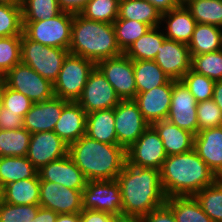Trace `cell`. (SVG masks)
I'll return each mask as SVG.
<instances>
[{"label": "cell", "mask_w": 222, "mask_h": 222, "mask_svg": "<svg viewBox=\"0 0 222 222\" xmlns=\"http://www.w3.org/2000/svg\"><path fill=\"white\" fill-rule=\"evenodd\" d=\"M116 181L120 187L125 216L141 218L166 203L160 170L134 167L125 162Z\"/></svg>", "instance_id": "6da1fadb"}, {"label": "cell", "mask_w": 222, "mask_h": 222, "mask_svg": "<svg viewBox=\"0 0 222 222\" xmlns=\"http://www.w3.org/2000/svg\"><path fill=\"white\" fill-rule=\"evenodd\" d=\"M219 178L192 149L167 156L160 169V180L165 197L194 196Z\"/></svg>", "instance_id": "7a4b0ae2"}, {"label": "cell", "mask_w": 222, "mask_h": 222, "mask_svg": "<svg viewBox=\"0 0 222 222\" xmlns=\"http://www.w3.org/2000/svg\"><path fill=\"white\" fill-rule=\"evenodd\" d=\"M68 154L88 181L116 180L126 162L122 146L105 144L87 135L71 143Z\"/></svg>", "instance_id": "3957f363"}, {"label": "cell", "mask_w": 222, "mask_h": 222, "mask_svg": "<svg viewBox=\"0 0 222 222\" xmlns=\"http://www.w3.org/2000/svg\"><path fill=\"white\" fill-rule=\"evenodd\" d=\"M69 53L95 64L123 54L118 46L113 24L89 20L74 13Z\"/></svg>", "instance_id": "277c9868"}, {"label": "cell", "mask_w": 222, "mask_h": 222, "mask_svg": "<svg viewBox=\"0 0 222 222\" xmlns=\"http://www.w3.org/2000/svg\"><path fill=\"white\" fill-rule=\"evenodd\" d=\"M68 49L42 45L21 35V63L31 67L46 80L54 83L61 70Z\"/></svg>", "instance_id": "5b68a950"}, {"label": "cell", "mask_w": 222, "mask_h": 222, "mask_svg": "<svg viewBox=\"0 0 222 222\" xmlns=\"http://www.w3.org/2000/svg\"><path fill=\"white\" fill-rule=\"evenodd\" d=\"M96 64L82 56L68 53L56 81L53 83L55 97L77 102L81 97L90 73Z\"/></svg>", "instance_id": "8992f818"}, {"label": "cell", "mask_w": 222, "mask_h": 222, "mask_svg": "<svg viewBox=\"0 0 222 222\" xmlns=\"http://www.w3.org/2000/svg\"><path fill=\"white\" fill-rule=\"evenodd\" d=\"M74 13L62 11L59 15L37 22H22L23 33L42 45L69 50Z\"/></svg>", "instance_id": "52a82bcc"}, {"label": "cell", "mask_w": 222, "mask_h": 222, "mask_svg": "<svg viewBox=\"0 0 222 222\" xmlns=\"http://www.w3.org/2000/svg\"><path fill=\"white\" fill-rule=\"evenodd\" d=\"M4 84L19 93H23L32 102L52 99L53 83L39 75L31 67L19 63L4 75Z\"/></svg>", "instance_id": "ba28073f"}, {"label": "cell", "mask_w": 222, "mask_h": 222, "mask_svg": "<svg viewBox=\"0 0 222 222\" xmlns=\"http://www.w3.org/2000/svg\"><path fill=\"white\" fill-rule=\"evenodd\" d=\"M83 209L123 215L122 196L116 180H91L82 191Z\"/></svg>", "instance_id": "9c48e42d"}, {"label": "cell", "mask_w": 222, "mask_h": 222, "mask_svg": "<svg viewBox=\"0 0 222 222\" xmlns=\"http://www.w3.org/2000/svg\"><path fill=\"white\" fill-rule=\"evenodd\" d=\"M166 158L162 140L151 125L126 150V162L134 167L160 170Z\"/></svg>", "instance_id": "30bf717a"}, {"label": "cell", "mask_w": 222, "mask_h": 222, "mask_svg": "<svg viewBox=\"0 0 222 222\" xmlns=\"http://www.w3.org/2000/svg\"><path fill=\"white\" fill-rule=\"evenodd\" d=\"M96 67L103 73L107 81L114 87L121 100H133L137 95L133 60L124 53L99 61Z\"/></svg>", "instance_id": "8fae6325"}, {"label": "cell", "mask_w": 222, "mask_h": 222, "mask_svg": "<svg viewBox=\"0 0 222 222\" xmlns=\"http://www.w3.org/2000/svg\"><path fill=\"white\" fill-rule=\"evenodd\" d=\"M117 144L127 150L150 126L134 100H121L114 108Z\"/></svg>", "instance_id": "7c38bea8"}, {"label": "cell", "mask_w": 222, "mask_h": 222, "mask_svg": "<svg viewBox=\"0 0 222 222\" xmlns=\"http://www.w3.org/2000/svg\"><path fill=\"white\" fill-rule=\"evenodd\" d=\"M120 101L121 99L117 96L114 87L107 81L103 73L95 67L90 73L77 103L88 114L94 111L115 108Z\"/></svg>", "instance_id": "4fadbf2b"}, {"label": "cell", "mask_w": 222, "mask_h": 222, "mask_svg": "<svg viewBox=\"0 0 222 222\" xmlns=\"http://www.w3.org/2000/svg\"><path fill=\"white\" fill-rule=\"evenodd\" d=\"M167 120L196 135L199 132L197 102L181 80H173V91Z\"/></svg>", "instance_id": "5bb4252c"}, {"label": "cell", "mask_w": 222, "mask_h": 222, "mask_svg": "<svg viewBox=\"0 0 222 222\" xmlns=\"http://www.w3.org/2000/svg\"><path fill=\"white\" fill-rule=\"evenodd\" d=\"M40 207L50 209L58 214L80 213L82 191L67 188L54 182L40 181Z\"/></svg>", "instance_id": "9a60e30c"}, {"label": "cell", "mask_w": 222, "mask_h": 222, "mask_svg": "<svg viewBox=\"0 0 222 222\" xmlns=\"http://www.w3.org/2000/svg\"><path fill=\"white\" fill-rule=\"evenodd\" d=\"M69 145L54 131L33 133L31 135L27 159L39 170L50 162L68 155Z\"/></svg>", "instance_id": "2e32d148"}, {"label": "cell", "mask_w": 222, "mask_h": 222, "mask_svg": "<svg viewBox=\"0 0 222 222\" xmlns=\"http://www.w3.org/2000/svg\"><path fill=\"white\" fill-rule=\"evenodd\" d=\"M154 61L171 80L176 81L191 69L192 57L188 44L166 38Z\"/></svg>", "instance_id": "e0dca14e"}, {"label": "cell", "mask_w": 222, "mask_h": 222, "mask_svg": "<svg viewBox=\"0 0 222 222\" xmlns=\"http://www.w3.org/2000/svg\"><path fill=\"white\" fill-rule=\"evenodd\" d=\"M173 91V80L165 85L152 88L149 91L137 93L134 102L137 104L144 119L151 125L154 122L167 119Z\"/></svg>", "instance_id": "ac0fdd59"}, {"label": "cell", "mask_w": 222, "mask_h": 222, "mask_svg": "<svg viewBox=\"0 0 222 222\" xmlns=\"http://www.w3.org/2000/svg\"><path fill=\"white\" fill-rule=\"evenodd\" d=\"M37 173L40 181L54 182L74 190L83 191L88 182L69 154L41 167Z\"/></svg>", "instance_id": "d6986e66"}, {"label": "cell", "mask_w": 222, "mask_h": 222, "mask_svg": "<svg viewBox=\"0 0 222 222\" xmlns=\"http://www.w3.org/2000/svg\"><path fill=\"white\" fill-rule=\"evenodd\" d=\"M69 102L54 96L52 99L33 103L30 110L23 117V127L31 134L53 131L63 108Z\"/></svg>", "instance_id": "ffe728a7"}, {"label": "cell", "mask_w": 222, "mask_h": 222, "mask_svg": "<svg viewBox=\"0 0 222 222\" xmlns=\"http://www.w3.org/2000/svg\"><path fill=\"white\" fill-rule=\"evenodd\" d=\"M193 149L218 178H222V126L199 131Z\"/></svg>", "instance_id": "44dd1931"}, {"label": "cell", "mask_w": 222, "mask_h": 222, "mask_svg": "<svg viewBox=\"0 0 222 222\" xmlns=\"http://www.w3.org/2000/svg\"><path fill=\"white\" fill-rule=\"evenodd\" d=\"M86 116L87 113L77 102L70 101L63 108L53 131L70 145L86 135Z\"/></svg>", "instance_id": "7402d4cb"}, {"label": "cell", "mask_w": 222, "mask_h": 222, "mask_svg": "<svg viewBox=\"0 0 222 222\" xmlns=\"http://www.w3.org/2000/svg\"><path fill=\"white\" fill-rule=\"evenodd\" d=\"M162 140L167 156L182 154L193 149L194 134L179 128L167 119L151 124Z\"/></svg>", "instance_id": "603a6c76"}, {"label": "cell", "mask_w": 222, "mask_h": 222, "mask_svg": "<svg viewBox=\"0 0 222 222\" xmlns=\"http://www.w3.org/2000/svg\"><path fill=\"white\" fill-rule=\"evenodd\" d=\"M166 22L165 37L170 40L188 44L191 41L196 20L185 6H177L173 10L162 13L161 22Z\"/></svg>", "instance_id": "cb8c5ba5"}, {"label": "cell", "mask_w": 222, "mask_h": 222, "mask_svg": "<svg viewBox=\"0 0 222 222\" xmlns=\"http://www.w3.org/2000/svg\"><path fill=\"white\" fill-rule=\"evenodd\" d=\"M114 108L88 113L86 135L105 144H117Z\"/></svg>", "instance_id": "d4e9b609"}, {"label": "cell", "mask_w": 222, "mask_h": 222, "mask_svg": "<svg viewBox=\"0 0 222 222\" xmlns=\"http://www.w3.org/2000/svg\"><path fill=\"white\" fill-rule=\"evenodd\" d=\"M40 179L34 178L11 182L2 188L3 202L13 205H39Z\"/></svg>", "instance_id": "484cf974"}, {"label": "cell", "mask_w": 222, "mask_h": 222, "mask_svg": "<svg viewBox=\"0 0 222 222\" xmlns=\"http://www.w3.org/2000/svg\"><path fill=\"white\" fill-rule=\"evenodd\" d=\"M188 48L191 57L221 50L222 28L215 25L197 23L191 41L188 43Z\"/></svg>", "instance_id": "4316f807"}, {"label": "cell", "mask_w": 222, "mask_h": 222, "mask_svg": "<svg viewBox=\"0 0 222 222\" xmlns=\"http://www.w3.org/2000/svg\"><path fill=\"white\" fill-rule=\"evenodd\" d=\"M161 13L146 0H119L120 19L139 21L151 28L160 26Z\"/></svg>", "instance_id": "83f0119b"}, {"label": "cell", "mask_w": 222, "mask_h": 222, "mask_svg": "<svg viewBox=\"0 0 222 222\" xmlns=\"http://www.w3.org/2000/svg\"><path fill=\"white\" fill-rule=\"evenodd\" d=\"M165 205L172 211L176 222H213L194 196H174Z\"/></svg>", "instance_id": "f1b7e54d"}, {"label": "cell", "mask_w": 222, "mask_h": 222, "mask_svg": "<svg viewBox=\"0 0 222 222\" xmlns=\"http://www.w3.org/2000/svg\"><path fill=\"white\" fill-rule=\"evenodd\" d=\"M133 69L137 93L165 85L170 80L154 60H133Z\"/></svg>", "instance_id": "f546056e"}, {"label": "cell", "mask_w": 222, "mask_h": 222, "mask_svg": "<svg viewBox=\"0 0 222 222\" xmlns=\"http://www.w3.org/2000/svg\"><path fill=\"white\" fill-rule=\"evenodd\" d=\"M38 170L24 157L8 156L0 157V185H5L22 180L34 178Z\"/></svg>", "instance_id": "4dcf8cb0"}, {"label": "cell", "mask_w": 222, "mask_h": 222, "mask_svg": "<svg viewBox=\"0 0 222 222\" xmlns=\"http://www.w3.org/2000/svg\"><path fill=\"white\" fill-rule=\"evenodd\" d=\"M160 27L150 28L144 35L137 39L124 53L132 60H154L158 49L166 39L164 31L160 32Z\"/></svg>", "instance_id": "1f68e13d"}, {"label": "cell", "mask_w": 222, "mask_h": 222, "mask_svg": "<svg viewBox=\"0 0 222 222\" xmlns=\"http://www.w3.org/2000/svg\"><path fill=\"white\" fill-rule=\"evenodd\" d=\"M31 135L24 127L17 130L0 129V157L26 156Z\"/></svg>", "instance_id": "d6a6232c"}, {"label": "cell", "mask_w": 222, "mask_h": 222, "mask_svg": "<svg viewBox=\"0 0 222 222\" xmlns=\"http://www.w3.org/2000/svg\"><path fill=\"white\" fill-rule=\"evenodd\" d=\"M185 7L197 23L222 28V0H190Z\"/></svg>", "instance_id": "836d02e7"}, {"label": "cell", "mask_w": 222, "mask_h": 222, "mask_svg": "<svg viewBox=\"0 0 222 222\" xmlns=\"http://www.w3.org/2000/svg\"><path fill=\"white\" fill-rule=\"evenodd\" d=\"M194 197L213 222H222V178L201 189Z\"/></svg>", "instance_id": "e575fe53"}, {"label": "cell", "mask_w": 222, "mask_h": 222, "mask_svg": "<svg viewBox=\"0 0 222 222\" xmlns=\"http://www.w3.org/2000/svg\"><path fill=\"white\" fill-rule=\"evenodd\" d=\"M22 22H37L59 15L63 10L58 0H23Z\"/></svg>", "instance_id": "d590c367"}, {"label": "cell", "mask_w": 222, "mask_h": 222, "mask_svg": "<svg viewBox=\"0 0 222 222\" xmlns=\"http://www.w3.org/2000/svg\"><path fill=\"white\" fill-rule=\"evenodd\" d=\"M119 48L125 53L128 48L151 27L139 21L120 19L113 22Z\"/></svg>", "instance_id": "8d00e7d4"}, {"label": "cell", "mask_w": 222, "mask_h": 222, "mask_svg": "<svg viewBox=\"0 0 222 222\" xmlns=\"http://www.w3.org/2000/svg\"><path fill=\"white\" fill-rule=\"evenodd\" d=\"M79 14L89 20L113 24L119 15V0H90Z\"/></svg>", "instance_id": "74e56055"}, {"label": "cell", "mask_w": 222, "mask_h": 222, "mask_svg": "<svg viewBox=\"0 0 222 222\" xmlns=\"http://www.w3.org/2000/svg\"><path fill=\"white\" fill-rule=\"evenodd\" d=\"M191 69L216 81L222 80V49L192 56Z\"/></svg>", "instance_id": "f35d334b"}, {"label": "cell", "mask_w": 222, "mask_h": 222, "mask_svg": "<svg viewBox=\"0 0 222 222\" xmlns=\"http://www.w3.org/2000/svg\"><path fill=\"white\" fill-rule=\"evenodd\" d=\"M181 81L195 97L197 103L213 97L215 81L190 69Z\"/></svg>", "instance_id": "ab89813d"}, {"label": "cell", "mask_w": 222, "mask_h": 222, "mask_svg": "<svg viewBox=\"0 0 222 222\" xmlns=\"http://www.w3.org/2000/svg\"><path fill=\"white\" fill-rule=\"evenodd\" d=\"M22 33V6L0 4V36H21Z\"/></svg>", "instance_id": "60d3db41"}, {"label": "cell", "mask_w": 222, "mask_h": 222, "mask_svg": "<svg viewBox=\"0 0 222 222\" xmlns=\"http://www.w3.org/2000/svg\"><path fill=\"white\" fill-rule=\"evenodd\" d=\"M21 63V36L4 37L0 41V73L4 76Z\"/></svg>", "instance_id": "b9f144b4"}, {"label": "cell", "mask_w": 222, "mask_h": 222, "mask_svg": "<svg viewBox=\"0 0 222 222\" xmlns=\"http://www.w3.org/2000/svg\"><path fill=\"white\" fill-rule=\"evenodd\" d=\"M40 205H13L2 201L0 222H30L37 215Z\"/></svg>", "instance_id": "7bdbcfd3"}, {"label": "cell", "mask_w": 222, "mask_h": 222, "mask_svg": "<svg viewBox=\"0 0 222 222\" xmlns=\"http://www.w3.org/2000/svg\"><path fill=\"white\" fill-rule=\"evenodd\" d=\"M199 131L222 126V111L213 99L197 103Z\"/></svg>", "instance_id": "ee69618b"}, {"label": "cell", "mask_w": 222, "mask_h": 222, "mask_svg": "<svg viewBox=\"0 0 222 222\" xmlns=\"http://www.w3.org/2000/svg\"><path fill=\"white\" fill-rule=\"evenodd\" d=\"M34 102H32L23 93L8 88L5 84L2 86V106L8 112L17 113L24 117L30 110Z\"/></svg>", "instance_id": "f6af8a7d"}, {"label": "cell", "mask_w": 222, "mask_h": 222, "mask_svg": "<svg viewBox=\"0 0 222 222\" xmlns=\"http://www.w3.org/2000/svg\"><path fill=\"white\" fill-rule=\"evenodd\" d=\"M23 127V117L17 113L8 112L3 108L0 112V129L3 130H17Z\"/></svg>", "instance_id": "bcb514c9"}, {"label": "cell", "mask_w": 222, "mask_h": 222, "mask_svg": "<svg viewBox=\"0 0 222 222\" xmlns=\"http://www.w3.org/2000/svg\"><path fill=\"white\" fill-rule=\"evenodd\" d=\"M142 222H176L172 211L163 205L141 217Z\"/></svg>", "instance_id": "7dc6e473"}, {"label": "cell", "mask_w": 222, "mask_h": 222, "mask_svg": "<svg viewBox=\"0 0 222 222\" xmlns=\"http://www.w3.org/2000/svg\"><path fill=\"white\" fill-rule=\"evenodd\" d=\"M115 215L107 212L83 209L80 212V222H112Z\"/></svg>", "instance_id": "c3c4849f"}, {"label": "cell", "mask_w": 222, "mask_h": 222, "mask_svg": "<svg viewBox=\"0 0 222 222\" xmlns=\"http://www.w3.org/2000/svg\"><path fill=\"white\" fill-rule=\"evenodd\" d=\"M90 0H58L63 11L79 13Z\"/></svg>", "instance_id": "681fc988"}, {"label": "cell", "mask_w": 222, "mask_h": 222, "mask_svg": "<svg viewBox=\"0 0 222 222\" xmlns=\"http://www.w3.org/2000/svg\"><path fill=\"white\" fill-rule=\"evenodd\" d=\"M58 213L50 209L39 207L37 215L30 222H56Z\"/></svg>", "instance_id": "f907efd6"}, {"label": "cell", "mask_w": 222, "mask_h": 222, "mask_svg": "<svg viewBox=\"0 0 222 222\" xmlns=\"http://www.w3.org/2000/svg\"><path fill=\"white\" fill-rule=\"evenodd\" d=\"M151 3L161 14L173 10L178 5L174 0H146Z\"/></svg>", "instance_id": "816d5d0a"}, {"label": "cell", "mask_w": 222, "mask_h": 222, "mask_svg": "<svg viewBox=\"0 0 222 222\" xmlns=\"http://www.w3.org/2000/svg\"><path fill=\"white\" fill-rule=\"evenodd\" d=\"M212 99L222 111V80L215 82Z\"/></svg>", "instance_id": "f5cc1de1"}, {"label": "cell", "mask_w": 222, "mask_h": 222, "mask_svg": "<svg viewBox=\"0 0 222 222\" xmlns=\"http://www.w3.org/2000/svg\"><path fill=\"white\" fill-rule=\"evenodd\" d=\"M56 222H80V213L58 214Z\"/></svg>", "instance_id": "db71d44e"}, {"label": "cell", "mask_w": 222, "mask_h": 222, "mask_svg": "<svg viewBox=\"0 0 222 222\" xmlns=\"http://www.w3.org/2000/svg\"><path fill=\"white\" fill-rule=\"evenodd\" d=\"M112 222H142V220L140 217L121 215L115 216Z\"/></svg>", "instance_id": "11a10c76"}, {"label": "cell", "mask_w": 222, "mask_h": 222, "mask_svg": "<svg viewBox=\"0 0 222 222\" xmlns=\"http://www.w3.org/2000/svg\"><path fill=\"white\" fill-rule=\"evenodd\" d=\"M23 0H0V4H7L11 6H21Z\"/></svg>", "instance_id": "9f6ffc18"}, {"label": "cell", "mask_w": 222, "mask_h": 222, "mask_svg": "<svg viewBox=\"0 0 222 222\" xmlns=\"http://www.w3.org/2000/svg\"><path fill=\"white\" fill-rule=\"evenodd\" d=\"M178 6H185L190 0H174Z\"/></svg>", "instance_id": "6f0895ef"}, {"label": "cell", "mask_w": 222, "mask_h": 222, "mask_svg": "<svg viewBox=\"0 0 222 222\" xmlns=\"http://www.w3.org/2000/svg\"><path fill=\"white\" fill-rule=\"evenodd\" d=\"M4 84V76L0 73V89L2 88Z\"/></svg>", "instance_id": "680465c9"}, {"label": "cell", "mask_w": 222, "mask_h": 222, "mask_svg": "<svg viewBox=\"0 0 222 222\" xmlns=\"http://www.w3.org/2000/svg\"><path fill=\"white\" fill-rule=\"evenodd\" d=\"M2 88L0 89V112H1V109H2Z\"/></svg>", "instance_id": "91938a15"}, {"label": "cell", "mask_w": 222, "mask_h": 222, "mask_svg": "<svg viewBox=\"0 0 222 222\" xmlns=\"http://www.w3.org/2000/svg\"><path fill=\"white\" fill-rule=\"evenodd\" d=\"M3 201V196H2V187L0 185V204L2 203Z\"/></svg>", "instance_id": "94428289"}]
</instances>
